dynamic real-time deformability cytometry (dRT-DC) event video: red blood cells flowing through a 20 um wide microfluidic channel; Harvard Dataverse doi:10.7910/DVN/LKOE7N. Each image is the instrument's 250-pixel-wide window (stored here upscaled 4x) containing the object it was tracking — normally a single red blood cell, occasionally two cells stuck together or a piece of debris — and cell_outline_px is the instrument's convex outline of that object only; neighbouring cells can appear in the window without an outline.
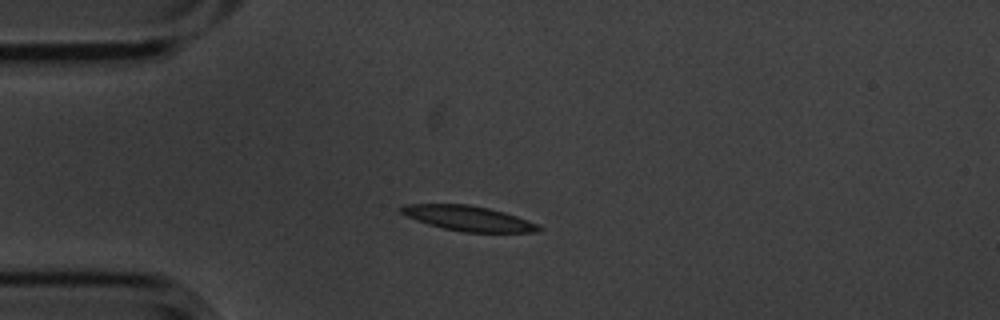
{"species": "common noctule bat (a hibernating species)", "species_latin": "Nyctalus noctula", "temperature_condition": "cold", "stored_images_in_passage": 6, "camera_frame_rate_fps": 3000, "um_per_image_px": 0.085, "animal": {"sex": "male", "body_mass_g": 20.1, "forearm_length_mm": 53.5}, "frame": {"image": 1, "passage_image": 4, "time_ms": 1.0, "image_size_px": [1000, 320], "cell_outline_px": [[544, 228], [536, 232], [460, 232], [428, 224], [416, 220], [400, 212], [396, 208], [404, 204], [468, 204], [488, 208], [504, 212], [516, 216], [536, 224]], "centroid_in_image_um": [39.76, 18.55], "position_along_channel_um": 45.2, "area_um2": 20.0}}
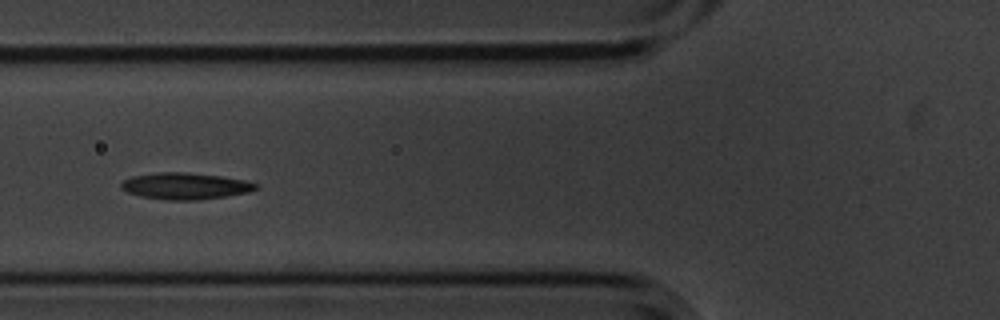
{"frame": {"image": 2, "passage_image": 6, "time_ms": 1.667, "image_size_px": [1000, 320], "cell_outline_px": [[260, 188], [248, 192], [228, 196], [196, 200], [168, 200], [140, 196], [128, 192], [120, 188], [120, 184], [124, 180], [132, 176], [156, 172], [188, 172], [220, 176], [244, 180], [260, 184]], "centroid_in_image_um": [15.77, 15.81], "position_along_channel_um": 110.0, "area_um2": 20.98}}